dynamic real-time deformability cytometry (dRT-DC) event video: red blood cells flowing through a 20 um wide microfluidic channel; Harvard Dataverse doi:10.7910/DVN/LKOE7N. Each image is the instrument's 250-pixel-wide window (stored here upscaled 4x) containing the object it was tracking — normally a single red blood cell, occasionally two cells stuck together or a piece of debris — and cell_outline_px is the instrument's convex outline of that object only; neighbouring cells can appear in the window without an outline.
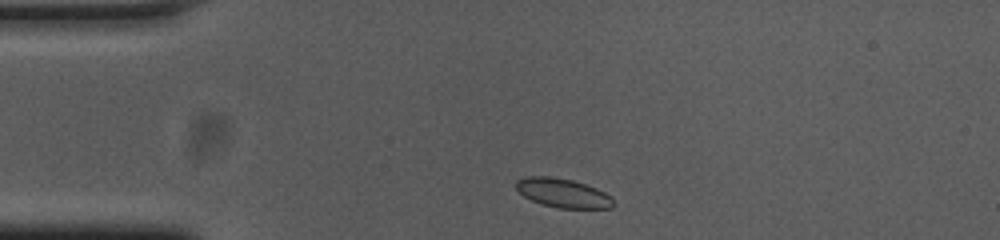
{"species": "common noctule bat (a hibernating species)", "species_latin": "Nyctalus noctula", "temperature_condition": "cold", "stored_images_in_passage": 45, "camera_frame_rate_fps": 3000, "um_per_image_px": 0.085, "animal": {"sex": "female", "body_mass_g": 23.0, "forearm_length_mm": 53.4}, "frame": {"image": 1, "passage_image": 2, "time_ms": 0.333, "image_size_px": [1000, 240], "cell_outline_px": [[616, 204], [612, 208], [560, 208], [544, 204], [532, 200], [524, 196], [516, 188], [516, 180], [524, 176], [552, 176], [572, 180], [596, 188], [612, 196]], "centroid_in_image_um": [47.87, 16.4], "position_along_channel_um": 37.1, "area_um2": 16.47}}
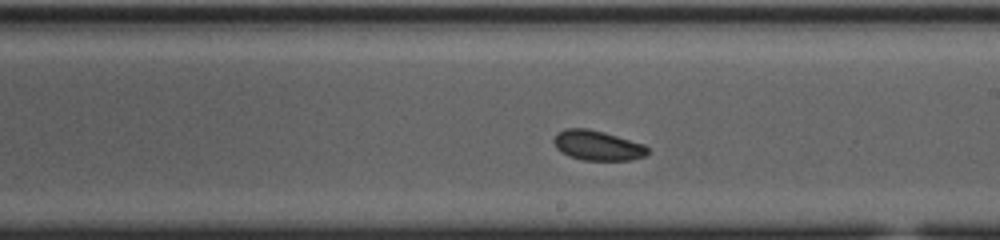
{"frame": {"image": 2, "passage_image": 21, "time_ms": 6.667, "image_size_px": [1000, 240], "cell_outline_px": [[648, 152], [644, 156], [632, 160], [584, 160], [568, 156], [560, 152], [556, 148], [552, 140], [564, 128], [588, 128], [604, 132], [644, 144], [648, 148]], "centroid_in_image_um": [50.77, 12.36], "position_along_channel_um": 238.2, "area_um2": 16.36}}
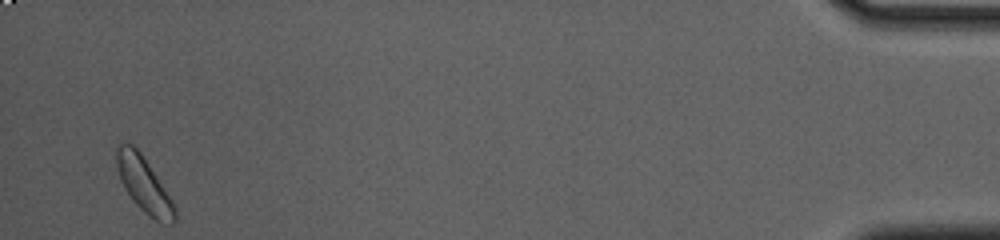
{"frame": {"image": 3, "passage_image": 43, "time_ms": 14.0, "image_size_px": [1000, 240], "cell_outline_px": [[176, 220], [172, 224], [160, 224], [144, 212], [132, 200], [124, 188], [120, 180], [116, 164], [116, 148], [120, 144], [132, 144], [140, 152], [172, 200], [176, 208]], "centroid_in_image_um": [12.24, 15.74], "position_along_channel_um": 423.0, "area_um2": 18.55}}